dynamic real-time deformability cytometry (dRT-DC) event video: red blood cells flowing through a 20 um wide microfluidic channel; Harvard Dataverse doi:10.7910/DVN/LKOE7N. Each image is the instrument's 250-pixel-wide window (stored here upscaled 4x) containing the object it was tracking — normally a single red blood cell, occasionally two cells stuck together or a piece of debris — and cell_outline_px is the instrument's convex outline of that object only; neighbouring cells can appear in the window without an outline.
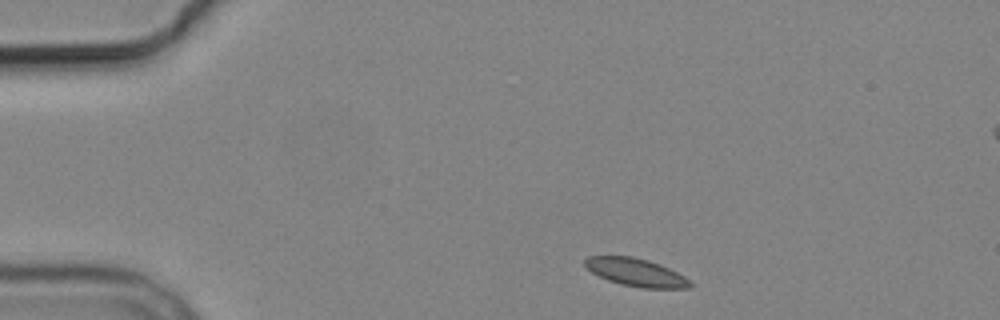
{"species": "common noctule bat (a hibernating species)", "species_latin": "Nyctalus noctula", "temperature_condition": "cold", "stored_images_in_passage": 4, "camera_frame_rate_fps": 3000, "um_per_image_px": 0.085, "animal": {"sex": "male", "body_mass_g": 19.2, "forearm_length_mm": 51.8}, "frame": {"image": 1, "passage_image": 1, "time_ms": 0.0, "image_size_px": [1000, 320], "cell_outline_px": [[692, 288], [640, 288], [620, 284], [608, 280], [592, 272], [584, 264], [584, 260], [588, 256], [632, 256], [648, 260], [660, 264], [684, 276], [692, 284]], "centroid_in_image_um": [54.06, 23.15], "position_along_channel_um": 30.9, "area_um2": 16.99}}
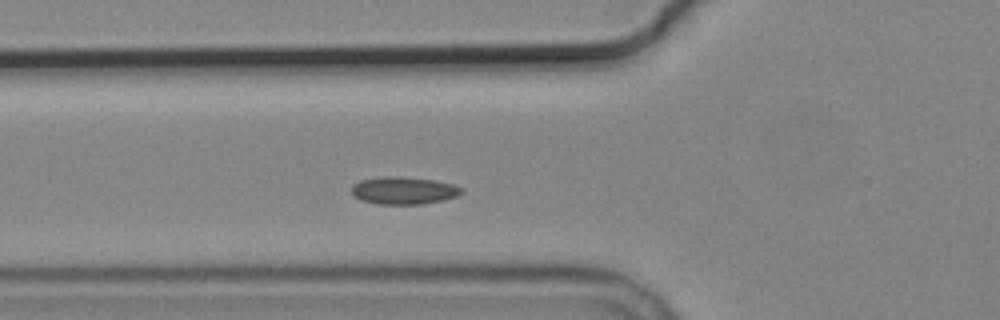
{"frame": {"image": 2, "passage_image": 4, "time_ms": 3.333, "image_size_px": [1000, 320], "cell_outline_px": [[464, 192], [456, 196], [444, 200], [420, 204], [376, 204], [360, 200], [352, 192], [352, 184], [360, 180], [384, 176], [400, 176], [436, 180], [452, 184], [464, 188]], "centroid_in_image_um": [34.33, 16.19], "position_along_channel_um": 91.5, "area_um2": 17.74}}